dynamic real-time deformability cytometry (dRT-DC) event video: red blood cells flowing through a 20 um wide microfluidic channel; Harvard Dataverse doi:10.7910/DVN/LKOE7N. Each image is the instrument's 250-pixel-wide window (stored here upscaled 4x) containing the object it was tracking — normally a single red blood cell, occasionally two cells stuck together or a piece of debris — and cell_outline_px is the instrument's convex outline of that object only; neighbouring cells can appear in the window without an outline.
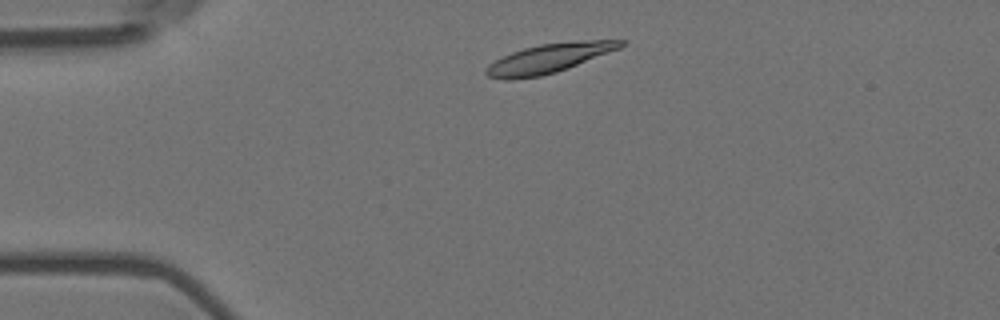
{"species": "Egyptian fruit bat (a non-hibernating species)", "species_latin": "Rousettus aegyptiacus", "temperature_condition": "room temperature", "stored_images_in_passage": 2, "camera_frame_rate_fps": 3000, "um_per_image_px": 0.085, "animal": {"sex": "female"}, "frame": {"image": 1, "passage_image": 1, "time_ms": 0.0, "image_size_px": [1000, 320], "cell_outline_px": [[628, 40], [620, 48], [568, 68], [556, 72], [540, 76], [512, 80], [504, 80], [488, 76], [484, 72], [484, 68], [488, 64], [512, 52], [524, 48], [540, 44], [576, 40]], "centroid_in_image_um": [46.64, 4.96], "position_along_channel_um": 38.4, "area_um2": 22.95}}